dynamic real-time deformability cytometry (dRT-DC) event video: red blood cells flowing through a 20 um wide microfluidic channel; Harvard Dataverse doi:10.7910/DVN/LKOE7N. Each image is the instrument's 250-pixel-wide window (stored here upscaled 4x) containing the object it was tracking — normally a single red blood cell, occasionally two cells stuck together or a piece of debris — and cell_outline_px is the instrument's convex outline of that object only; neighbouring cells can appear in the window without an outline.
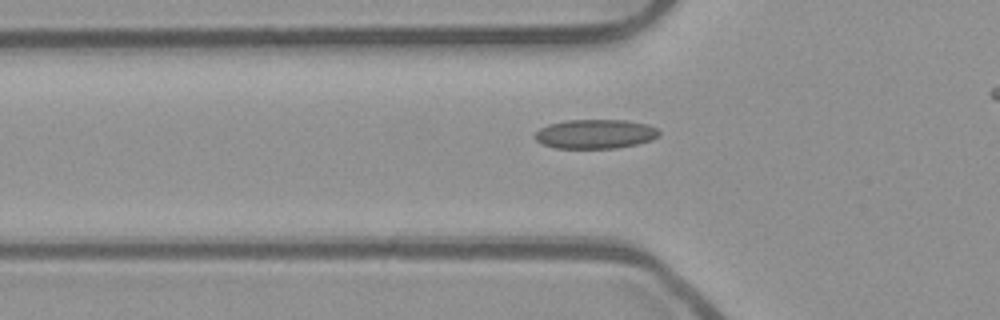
{"species": "common noctule bat (a hibernating species)", "species_latin": "Nyctalus noctula", "temperature_condition": "room temperature", "stored_images_in_passage": 47, "camera_frame_rate_fps": 3000, "um_per_image_px": 0.085, "animal": {"sex": "male", "body_mass_g": 23.1, "forearm_length_mm": 52.7}, "frame": {"image": 1, "passage_image": 19, "time_ms": 6.0, "image_size_px": [1000, 320], "cell_outline_px": [[660, 136], [652, 140], [636, 144], [616, 148], [556, 148], [540, 144], [532, 136], [540, 128], [548, 124], [564, 120], [624, 120], [648, 124], [656, 128], [660, 132]], "centroid_in_image_um": [50.57, 11.39], "position_along_channel_um": 75.2, "area_um2": 21.39}}
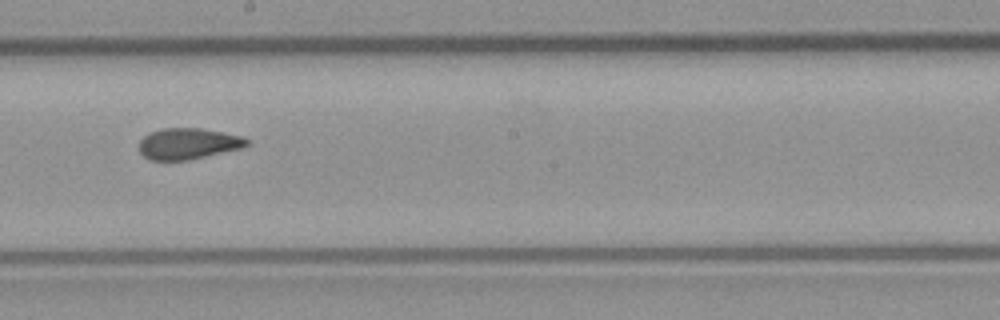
{"frame": {"image": 2, "passage_image": 31, "time_ms": 10.0, "image_size_px": [1000, 320], "cell_outline_px": [[248, 144], [240, 148], [188, 160], [152, 160], [144, 156], [140, 152], [140, 140], [144, 136], [152, 132], [164, 128], [200, 128], [244, 136], [248, 140]], "centroid_in_image_um": [15.99, 12.2], "position_along_channel_um": 232.2, "area_um2": 19.25}}
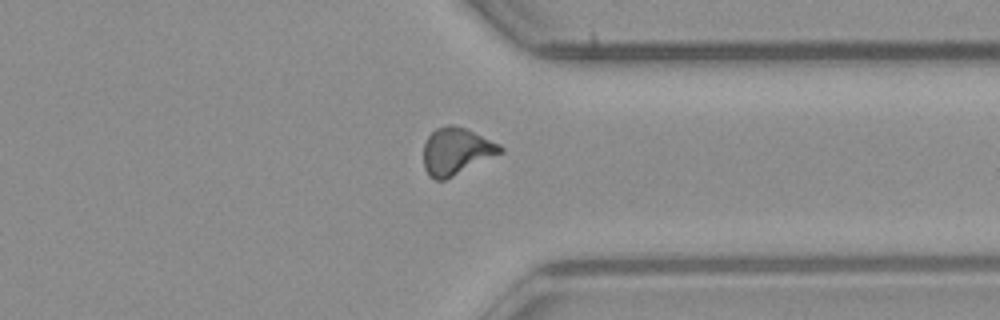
{"frame": {"image": 3, "passage_image": 42, "time_ms": 13.667, "image_size_px": [1000, 320], "cell_outline_px": [[504, 152], [444, 180], [436, 180], [428, 176], [424, 168], [424, 144], [428, 136], [436, 128], [448, 124], [452, 124], [464, 128], [500, 144], [504, 148]], "centroid_in_image_um": [38.77, 12.86], "position_along_channel_um": 372.6, "area_um2": 20.92}}